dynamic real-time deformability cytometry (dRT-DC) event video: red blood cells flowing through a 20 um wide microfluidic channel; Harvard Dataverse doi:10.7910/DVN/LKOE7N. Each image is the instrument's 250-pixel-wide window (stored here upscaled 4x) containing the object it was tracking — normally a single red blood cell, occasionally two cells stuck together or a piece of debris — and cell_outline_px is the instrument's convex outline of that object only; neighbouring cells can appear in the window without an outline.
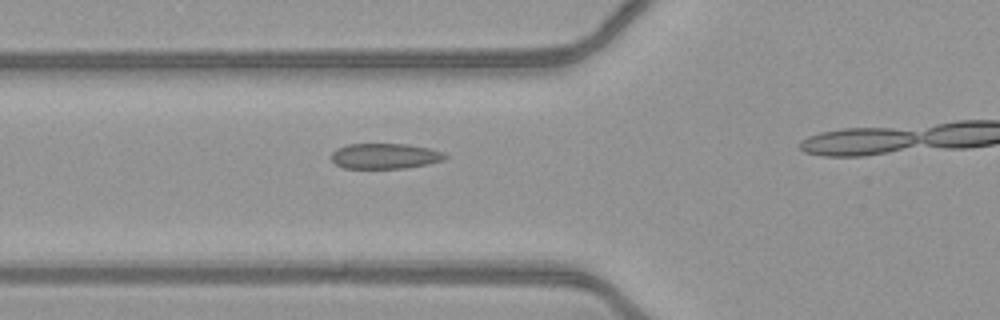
{"species": "common noctule bat (a hibernating species)", "species_latin": "Nyctalus noctula", "temperature_condition": "warm", "stored_images_in_passage": 15, "camera_frame_rate_fps": 3000, "um_per_image_px": 0.085, "animal": {"sex": "female", "body_mass_g": 21.9}, "frame": {"image": 1, "passage_image": 11, "time_ms": 3.333, "image_size_px": [1000, 320], "cell_outline_px": [[448, 156], [444, 160], [428, 164], [404, 168], [344, 168], [336, 164], [332, 160], [332, 152], [336, 148], [348, 144], [408, 144], [428, 148], [444, 152]], "centroid_in_image_um": [32.73, 13.26], "position_along_channel_um": 93.1, "area_um2": 16.88}}